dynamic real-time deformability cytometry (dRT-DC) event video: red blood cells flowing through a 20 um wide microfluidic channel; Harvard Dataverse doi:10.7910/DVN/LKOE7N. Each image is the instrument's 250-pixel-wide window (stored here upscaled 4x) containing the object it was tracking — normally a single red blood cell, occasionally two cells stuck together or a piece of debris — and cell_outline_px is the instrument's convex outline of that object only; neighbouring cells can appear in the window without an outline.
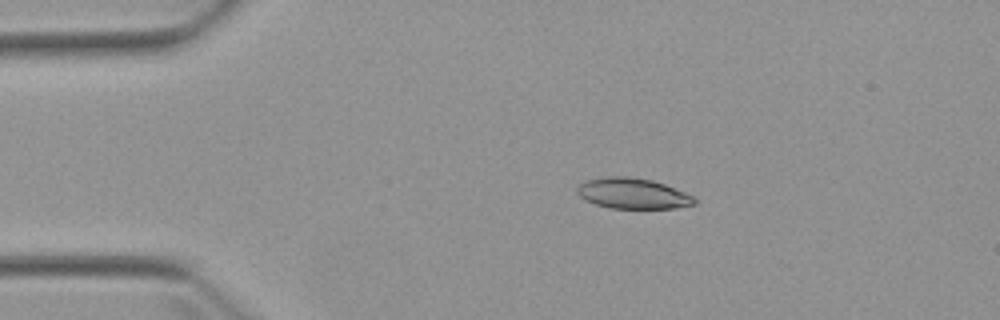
{"species": "Egyptian fruit bat (a non-hibernating species)", "species_latin": "Rousettus aegyptiacus", "temperature_condition": "warm", "stored_images_in_passage": 4, "camera_frame_rate_fps": 3000, "um_per_image_px": 0.085, "animal": {"sex": "female"}, "frame": {"image": 1, "passage_image": 2, "time_ms": 1.0, "image_size_px": [1000, 320], "cell_outline_px": [[696, 204], [676, 208], [612, 208], [596, 204], [584, 200], [576, 192], [576, 184], [584, 180], [608, 176], [628, 176], [652, 180], [664, 184], [684, 192], [692, 196], [696, 200]], "centroid_in_image_um": [53.73, 16.43], "position_along_channel_um": 31.3, "area_um2": 21.04}}
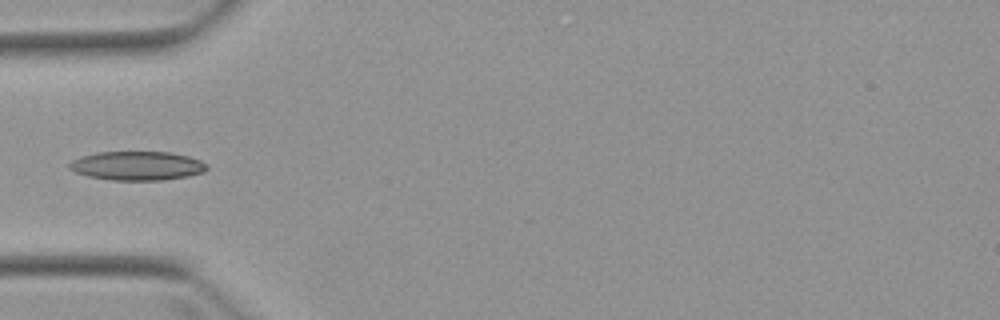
{"frame": {"image": 2, "passage_image": 4, "time_ms": 3.333, "image_size_px": [1000, 320], "cell_outline_px": [[208, 168], [204, 172], [188, 176], [164, 180], [112, 180], [88, 176], [76, 172], [68, 168], [68, 164], [72, 160], [80, 156], [96, 152], [172, 152], [188, 156], [200, 160], [208, 164]], "centroid_in_image_um": [11.67, 14.09], "position_along_channel_um": 73.3, "area_um2": 23.35}}